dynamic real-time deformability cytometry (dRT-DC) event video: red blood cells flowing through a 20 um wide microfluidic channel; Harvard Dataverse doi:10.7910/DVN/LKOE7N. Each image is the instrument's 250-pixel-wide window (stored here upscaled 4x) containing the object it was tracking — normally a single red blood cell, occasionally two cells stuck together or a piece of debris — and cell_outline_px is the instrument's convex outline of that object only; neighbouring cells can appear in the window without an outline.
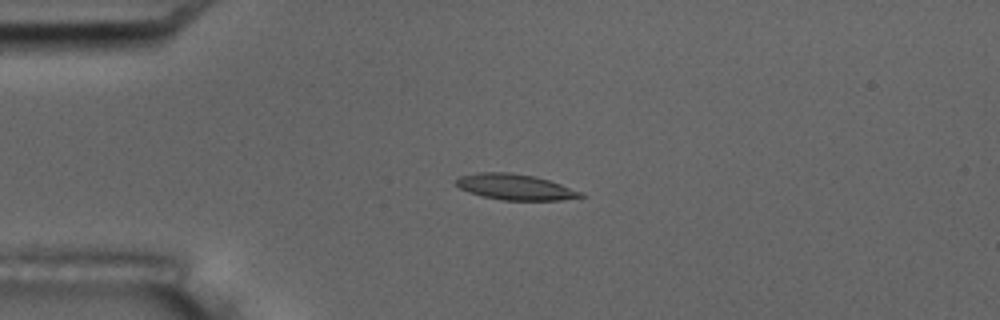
{"species": "common noctule bat (a hibernating species)", "species_latin": "Nyctalus noctula", "temperature_condition": "room temperature", "stored_images_in_passage": 6, "camera_frame_rate_fps": 3000, "um_per_image_px": 0.085, "animal": {"sex": "male", "body_mass_g": 17.5, "forearm_length_mm": 52.3}, "frame": {"image": 1, "passage_image": 4, "time_ms": 3.333, "image_size_px": [1000, 320], "cell_outline_px": [[588, 196], [560, 200], [500, 200], [468, 192], [460, 188], [456, 184], [456, 180], [460, 176], [476, 172], [512, 172], [536, 176], [560, 184], [580, 192]], "centroid_in_image_um": [43.77, 15.88], "position_along_channel_um": 41.2, "area_um2": 18.67}}